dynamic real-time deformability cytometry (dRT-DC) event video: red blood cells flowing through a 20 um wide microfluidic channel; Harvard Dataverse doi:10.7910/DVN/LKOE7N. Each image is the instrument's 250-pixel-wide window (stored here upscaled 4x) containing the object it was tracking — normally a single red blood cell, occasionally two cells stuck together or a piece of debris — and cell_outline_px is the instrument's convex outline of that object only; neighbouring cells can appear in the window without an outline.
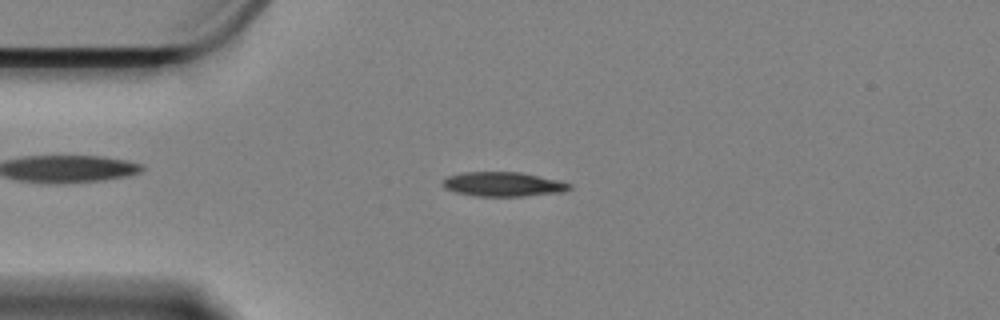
{"species": "Egyptian fruit bat (a non-hibernating species)", "species_latin": "Rousettus aegyptiacus", "temperature_condition": "cold", "stored_images_in_passage": 59, "camera_frame_rate_fps": 3000, "um_per_image_px": 0.085, "animal": {"sex": "female"}, "frame": {"image": 1, "passage_image": 14, "time_ms": 4.333, "image_size_px": [1000, 320], "cell_outline_px": [[572, 188], [564, 192], [524, 196], [476, 196], [456, 192], [444, 188], [440, 184], [448, 176], [464, 172], [520, 172], [556, 180], [572, 184]], "centroid_in_image_um": [42.76, 15.66], "position_along_channel_um": 42.2, "area_um2": 17.98}}
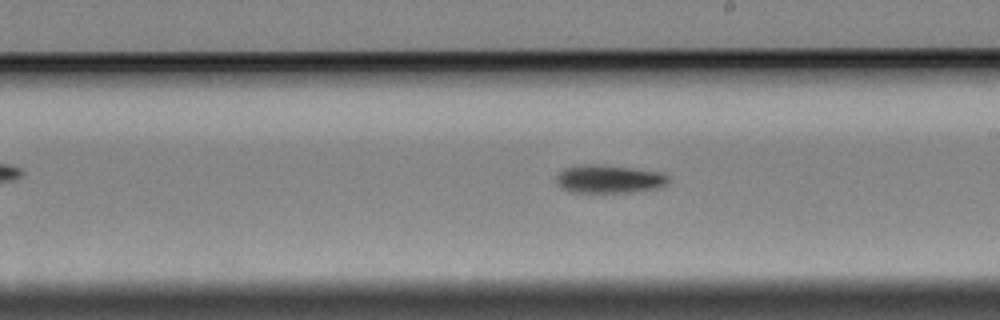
{"frame": {"image": 2, "passage_image": 33, "time_ms": 10.667, "image_size_px": [1000, 320], "cell_outline_px": [[668, 180], [660, 188], [632, 192], [568, 192], [560, 188], [556, 184], [556, 176], [564, 168], [584, 164], [596, 164], [632, 168], [660, 172], [668, 176]], "centroid_in_image_um": [51.72, 15.22], "position_along_channel_um": 237.3, "area_um2": 18.44}}
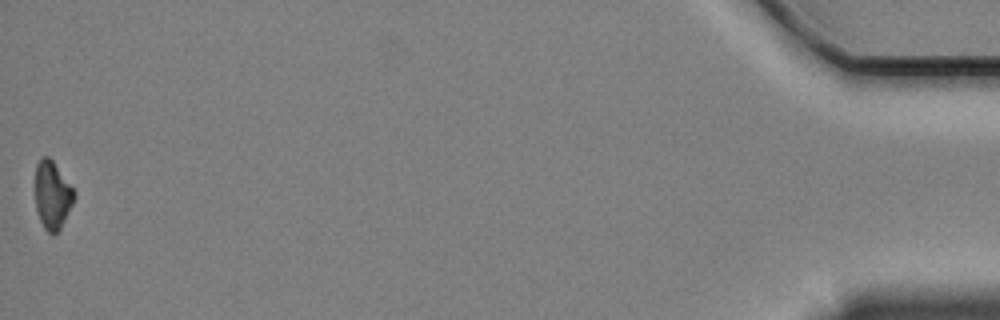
{"frame": {"image": 3, "passage_image": 59, "time_ms": 19.333, "image_size_px": [1000, 320], "cell_outline_px": [[76, 196], [60, 228], [56, 232], [48, 232], [44, 228], [40, 220], [36, 208], [36, 164], [44, 156], [48, 156], [52, 160], [76, 192]], "centroid_in_image_um": [4.45, 16.56], "position_along_channel_um": 430.7, "area_um2": 15.03}, "authors_computed_cell_mechanics": {"area_um2": 17.5134, "velocity_mm_per_s": 3.3657, "shape_relaxation_time_tau1_ms": 3.2, "shape_relaxation_time_tau2_ms": null, "deformation_change_tau1": 0.1029, "deformation_change_tau2": null}}